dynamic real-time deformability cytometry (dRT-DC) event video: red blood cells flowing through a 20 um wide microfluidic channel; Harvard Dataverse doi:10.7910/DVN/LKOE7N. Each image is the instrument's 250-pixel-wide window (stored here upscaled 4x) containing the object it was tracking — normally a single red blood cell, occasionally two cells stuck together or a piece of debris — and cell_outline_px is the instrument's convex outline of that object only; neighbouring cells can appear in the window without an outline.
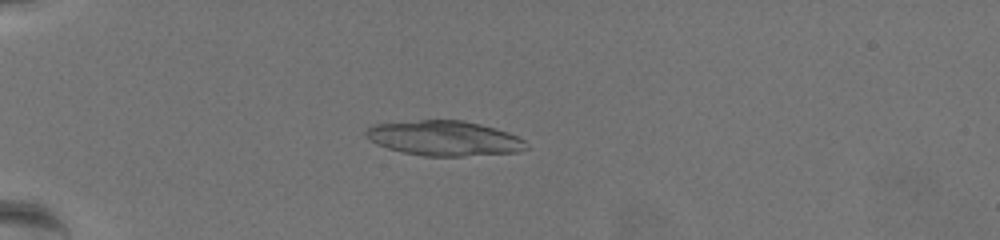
{"species": "common noctule bat (a hibernating species)", "species_latin": "Nyctalus noctula", "temperature_condition": "warm", "stored_images_in_passage": 44, "camera_frame_rate_fps": 3000, "um_per_image_px": 0.085, "animal": {"sex": "female", "body_mass_g": 19.5, "forearm_length_mm": 54.1}, "frame": {"image": 1, "passage_image": 1, "time_ms": 0.0, "image_size_px": [1000, 240], "cell_outline_px": [[528, 148], [520, 152], [460, 156], [424, 156], [404, 152], [388, 148], [376, 144], [364, 136], [364, 132], [372, 124], [420, 120], [460, 120], [480, 124], [508, 132], [524, 140], [528, 144]], "centroid_in_image_um": [37.75, 11.75], "position_along_channel_um": 47.2, "area_um2": 32.66}, "authors_computed_cell_mechanics": {"area_um2": 17.5423, "velocity_mm_per_s": 3.4534, "shape_relaxation_time_tau1_ms": 2.862, "shape_relaxation_time_tau2_ms": 2.0476, "deformation_change_tau1": 0.3046, "deformation_change_tau2": 0.0985}}